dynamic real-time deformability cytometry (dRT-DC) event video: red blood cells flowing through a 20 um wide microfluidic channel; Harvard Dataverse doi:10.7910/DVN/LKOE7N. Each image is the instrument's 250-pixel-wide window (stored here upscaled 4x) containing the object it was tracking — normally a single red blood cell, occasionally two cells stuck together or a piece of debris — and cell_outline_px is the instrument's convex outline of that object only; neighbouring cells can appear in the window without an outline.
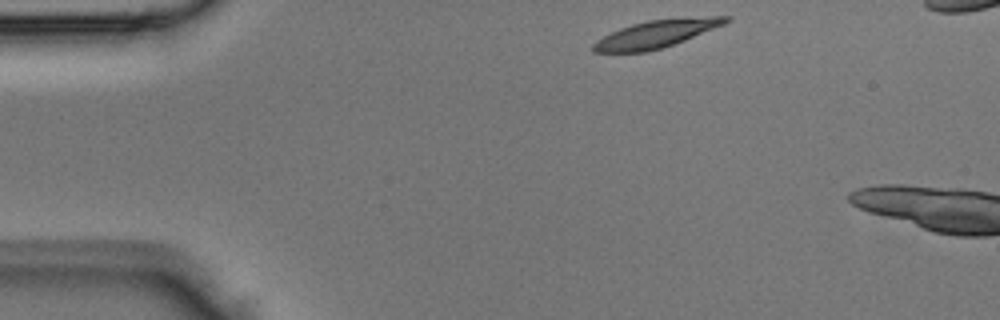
{"species": "Egyptian fruit bat (a non-hibernating species)", "species_latin": "Rousettus aegyptiacus", "temperature_condition": "room temperature", "stored_images_in_passage": 5, "camera_frame_rate_fps": 3000, "um_per_image_px": 0.085, "animal": {"sex": "male"}, "frame": {"image": 1, "passage_image": 5, "time_ms": 1.333, "image_size_px": [1000, 320], "cell_outline_px": [[732, 20], [724, 24], [684, 40], [648, 52], [592, 52], [592, 44], [596, 40], [620, 28], [632, 24], [648, 20], [712, 16], [732, 16]], "centroid_in_image_um": [55.77, 2.88], "position_along_channel_um": 29.2, "area_um2": 20.98}}